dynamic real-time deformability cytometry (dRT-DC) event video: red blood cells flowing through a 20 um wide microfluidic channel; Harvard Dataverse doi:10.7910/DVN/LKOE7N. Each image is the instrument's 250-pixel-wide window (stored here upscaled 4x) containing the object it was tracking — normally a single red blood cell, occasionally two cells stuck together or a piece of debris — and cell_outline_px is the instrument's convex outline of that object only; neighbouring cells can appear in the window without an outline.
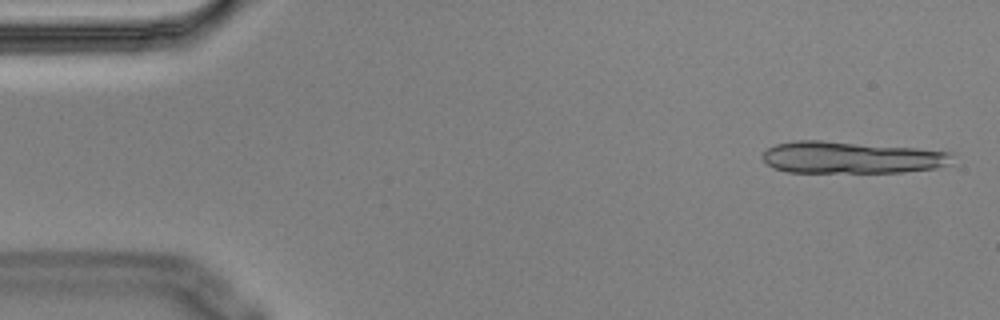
{"species": "Egyptian fruit bat (a non-hibernating species)", "species_latin": "Rousettus aegyptiacus", "temperature_condition": "cold", "stored_images_in_passage": 4, "camera_frame_rate_fps": 3000, "um_per_image_px": 0.085, "animal": {"sex": "male"}, "frame": {"image": 1, "passage_image": 1, "time_ms": 0.0, "image_size_px": [1000, 320], "cell_outline_px": [[952, 164], [936, 168], [904, 172], [788, 172], [772, 168], [760, 156], [768, 148], [776, 144], [796, 140], [820, 140], [916, 148], [948, 152]], "centroid_in_image_um": [72.31, 13.39], "position_along_channel_um": 12.7, "area_um2": 35.2}}